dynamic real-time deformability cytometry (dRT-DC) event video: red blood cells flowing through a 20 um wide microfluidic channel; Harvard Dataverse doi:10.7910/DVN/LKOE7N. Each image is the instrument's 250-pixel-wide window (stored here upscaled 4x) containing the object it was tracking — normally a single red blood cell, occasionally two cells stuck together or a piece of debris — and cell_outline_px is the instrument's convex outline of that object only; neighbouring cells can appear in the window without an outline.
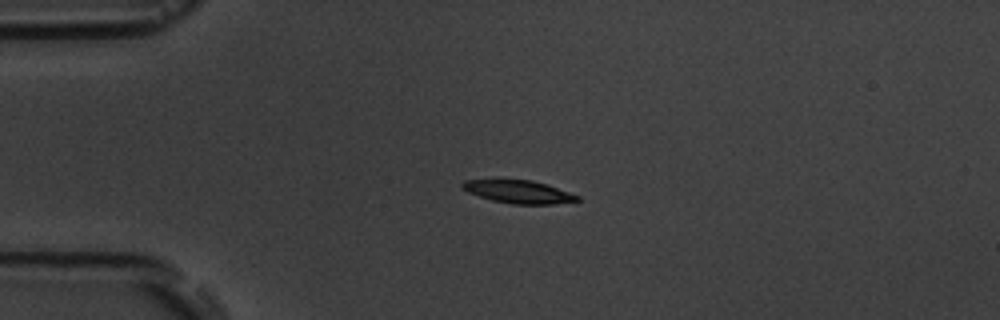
{"species": "common noctule bat (a hibernating species)", "species_latin": "Nyctalus noctula", "temperature_condition": "room temperature", "stored_images_in_passage": 5, "camera_frame_rate_fps": 3000, "um_per_image_px": 0.085, "animal": {"sex": "male", "body_mass_g": 19.5, "forearm_length_mm": 54.6}, "frame": {"image": 1, "passage_image": 3, "time_ms": 2.333, "image_size_px": [1000, 320], "cell_outline_px": [[580, 200], [552, 204], [512, 204], [492, 200], [468, 192], [460, 188], [460, 184], [464, 180], [532, 180], [580, 196]], "centroid_in_image_um": [44.03, 16.3], "position_along_channel_um": 41.0, "area_um2": 15.09}}
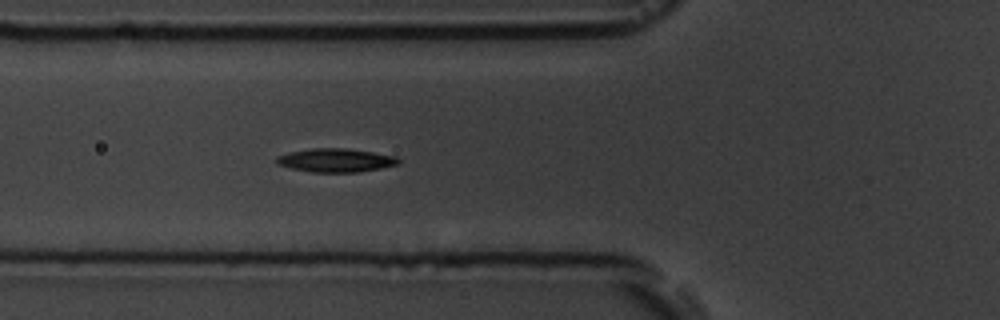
{"frame": {"image": 2, "passage_image": 5, "time_ms": 4.667, "image_size_px": [1000, 320], "cell_outline_px": [[400, 164], [360, 172], [312, 172], [292, 168], [276, 164], [276, 156], [288, 152], [312, 148], [344, 148], [372, 152], [396, 156], [400, 160]], "centroid_in_image_um": [28.53, 13.62], "position_along_channel_um": 97.3, "area_um2": 16.76}}